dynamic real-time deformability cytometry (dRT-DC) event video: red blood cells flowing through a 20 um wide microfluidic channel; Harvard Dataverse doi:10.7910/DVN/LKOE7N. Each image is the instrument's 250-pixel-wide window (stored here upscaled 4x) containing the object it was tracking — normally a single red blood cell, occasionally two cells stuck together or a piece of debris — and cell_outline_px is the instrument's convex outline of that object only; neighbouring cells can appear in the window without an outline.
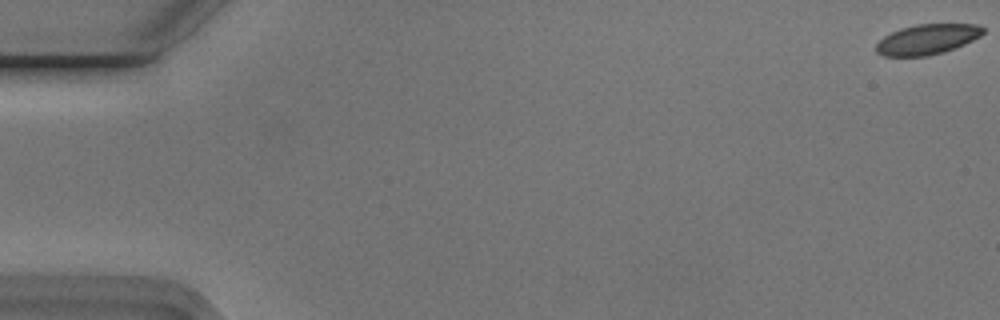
{"species": "Egyptian fruit bat (a non-hibernating species)", "species_latin": "Rousettus aegyptiacus", "temperature_condition": "cold", "stored_images_in_passage": 56, "camera_frame_rate_fps": 3000, "um_per_image_px": 0.085, "animal": {"sex": "male"}, "frame": {"image": 1, "passage_image": 1, "time_ms": 0.0, "image_size_px": [1000, 320], "cell_outline_px": [[984, 32], [980, 36], [964, 44], [944, 52], [928, 56], [884, 56], [876, 52], [876, 44], [884, 36], [900, 28], [916, 24], [976, 24], [984, 28]], "centroid_in_image_um": [78.8, 3.34], "position_along_channel_um": 6.2, "area_um2": 18.79}}
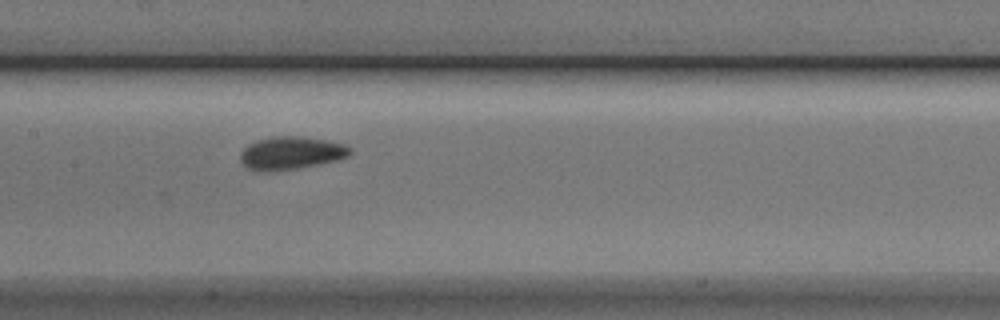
{"frame": {"image": 2, "passage_image": 28, "time_ms": 9.0, "image_size_px": [1000, 320], "cell_outline_px": [[352, 152], [348, 156], [340, 160], [300, 168], [272, 172], [256, 172], [244, 168], [240, 160], [240, 152], [248, 144], [256, 140], [272, 136], [300, 136], [324, 140], [344, 144], [352, 148]], "centroid_in_image_um": [24.69, 13.03], "position_along_channel_um": 182.7, "area_um2": 21.62}}
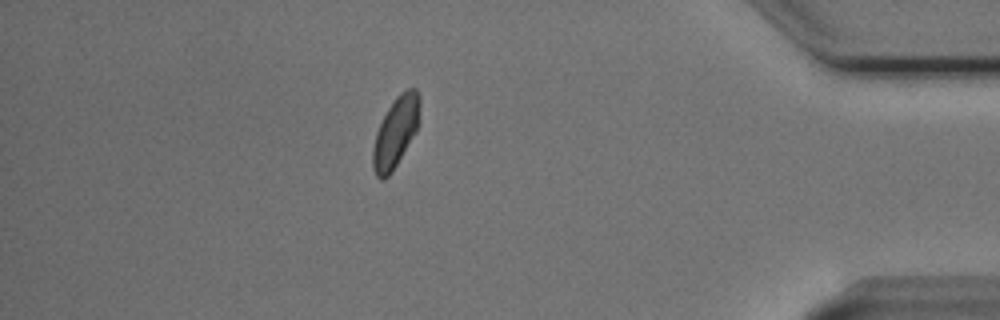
{"frame": {"image": 3, "passage_image": 49, "time_ms": 16.0, "image_size_px": [1000, 320], "cell_outline_px": [[420, 120], [416, 132], [392, 172], [384, 180], [380, 180], [376, 176], [372, 168], [372, 148], [376, 132], [388, 108], [396, 96], [400, 92], [408, 88], [416, 88], [420, 96]], "centroid_in_image_um": [33.64, 11.23], "position_along_channel_um": 401.6, "area_um2": 19.48}, "authors_computed_cell_mechanics": {"area_um2": 19.7676, "velocity_mm_per_s": 3.7219, "shape_relaxation_time_tau1_ms": 2.9991, "shape_relaxation_time_tau2_ms": 1.3347, "deformation_change_tau1": 0.0795, "deformation_change_tau2": 0.0442}}